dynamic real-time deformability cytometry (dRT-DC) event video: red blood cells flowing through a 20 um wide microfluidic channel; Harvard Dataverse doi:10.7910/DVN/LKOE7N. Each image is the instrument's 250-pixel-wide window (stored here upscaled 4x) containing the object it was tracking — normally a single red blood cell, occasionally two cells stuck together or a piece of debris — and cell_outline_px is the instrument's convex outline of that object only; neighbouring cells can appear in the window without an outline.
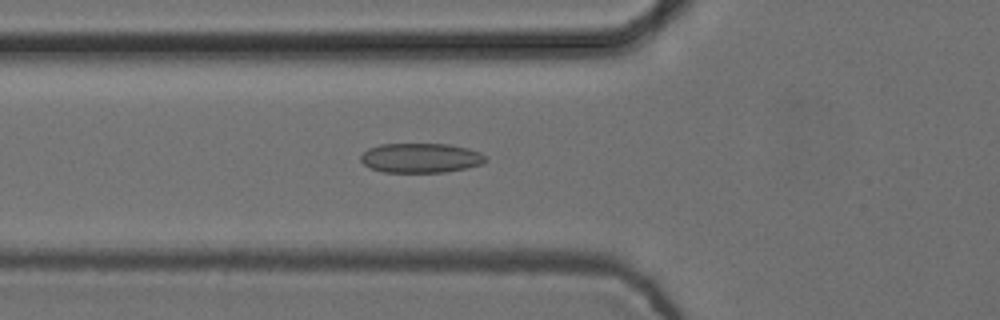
{"species": "common noctule bat (a hibernating species)", "species_latin": "Nyctalus noctula", "temperature_condition": "cold", "stored_images_in_passage": 55, "camera_frame_rate_fps": 3000, "um_per_image_px": 0.085, "animal": {"sex": "female", "body_mass_g": 24.6, "forearm_length_mm": 56.2}, "frame": {"image": 1, "passage_image": 20, "time_ms": 6.333, "image_size_px": [1000, 320], "cell_outline_px": [[488, 160], [480, 164], [464, 168], [444, 172], [384, 172], [372, 168], [364, 164], [360, 160], [360, 156], [368, 148], [380, 144], [448, 144], [468, 148], [480, 152], [488, 156]], "centroid_in_image_um": [35.77, 13.42], "position_along_channel_um": 90.0, "area_um2": 21.5}}
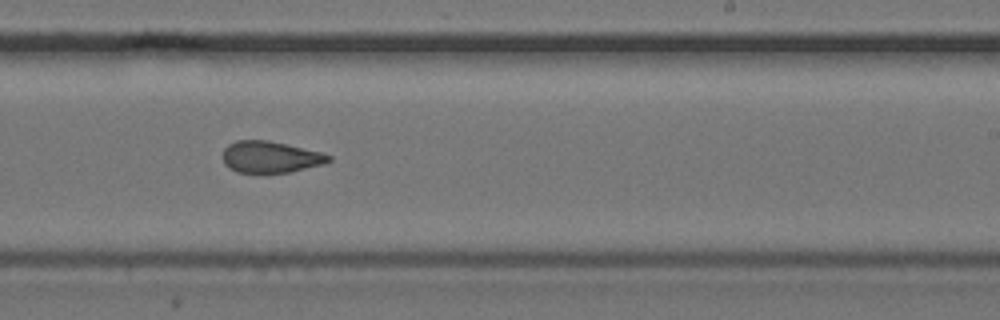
{"frame": {"image": 2, "passage_image": 34, "time_ms": 11.0, "image_size_px": [1000, 320], "cell_outline_px": [[332, 160], [324, 164], [292, 172], [236, 172], [228, 168], [224, 164], [224, 148], [228, 144], [236, 140], [268, 140], [320, 152], [332, 156]], "centroid_in_image_um": [22.99, 13.34], "position_along_channel_um": 266.0, "area_um2": 19.42}}
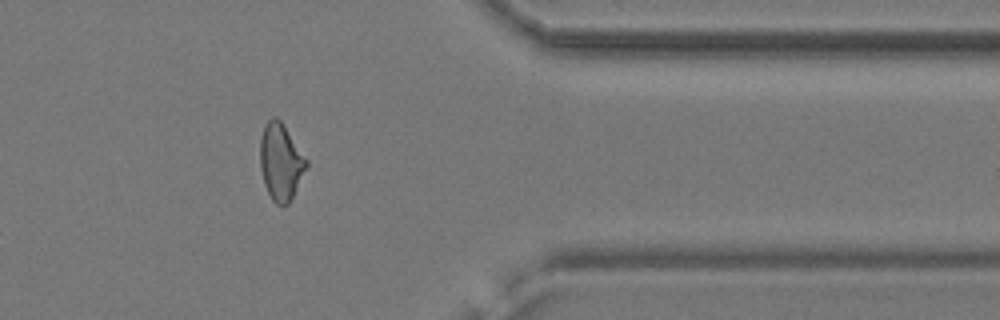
{"frame": {"image": 3, "passage_image": 45, "time_ms": 14.667, "image_size_px": [1000, 320], "cell_outline_px": [[308, 164], [288, 204], [276, 204], [272, 200], [264, 184], [260, 168], [260, 136], [264, 124], [272, 116], [276, 116], [284, 124], [308, 160]], "centroid_in_image_um": [23.84, 13.7], "position_along_channel_um": 387.6, "area_um2": 20.69}, "authors_computed_cell_mechanics": {"area_um2": 20.808, "velocity_mm_per_s": 3.7516, "shape_relaxation_time_tau1_ms": null, "shape_relaxation_time_tau2_ms": 2.6454, "deformation_change_tau1": null, "deformation_change_tau2": 0.0978}}